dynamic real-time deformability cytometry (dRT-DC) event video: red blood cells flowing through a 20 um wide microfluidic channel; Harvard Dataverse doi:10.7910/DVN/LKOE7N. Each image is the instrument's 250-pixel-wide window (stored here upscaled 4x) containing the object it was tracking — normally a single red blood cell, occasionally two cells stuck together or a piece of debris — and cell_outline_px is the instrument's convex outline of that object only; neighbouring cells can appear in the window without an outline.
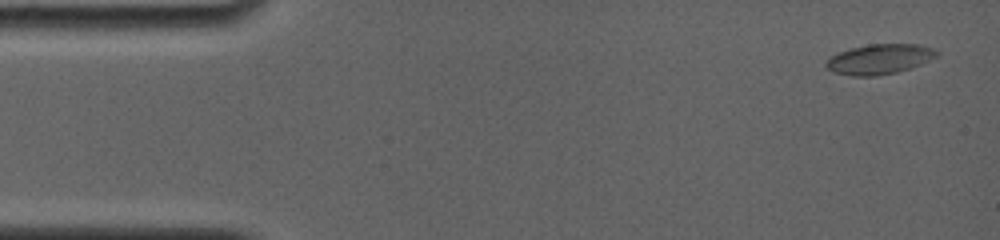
{"species": "common noctule bat (a hibernating species)", "species_latin": "Nyctalus noctula", "temperature_condition": "room temperature", "stored_images_in_passage": 9, "camera_frame_rate_fps": 4000, "um_per_image_px": 0.085, "animal": {"sex": "female", "body_mass_g": 19.0, "forearm_length_mm": 56.7}, "frame": {"image": 1, "passage_image": 1, "time_ms": 0.0, "image_size_px": [1000, 240], "cell_outline_px": [[940, 52], [936, 56], [920, 64], [896, 72], [876, 76], [852, 76], [836, 72], [828, 68], [824, 64], [832, 56], [840, 52], [852, 48], [868, 44], [916, 44], [932, 48]], "centroid_in_image_um": [74.76, 5.02], "position_along_channel_um": 10.2, "area_um2": 18.96}}
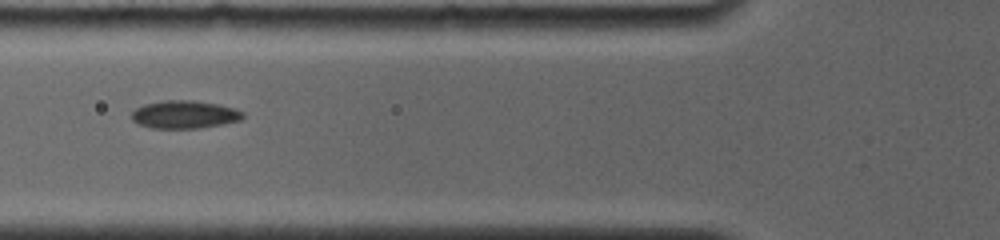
{"frame": {"image": 2, "passage_image": 7, "time_ms": 5.5, "image_size_px": [1000, 240], "cell_outline_px": [[244, 116], [240, 120], [200, 128], [152, 128], [140, 124], [132, 120], [132, 112], [136, 108], [144, 104], [164, 100], [192, 100], [220, 104], [244, 112]], "centroid_in_image_um": [15.68, 9.72], "position_along_channel_um": 110.1, "area_um2": 17.98}}
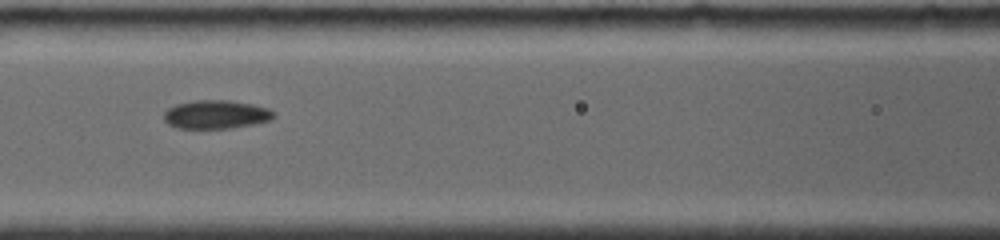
{"frame": {"image": 3, "passage_image": 8, "time_ms": 6.5, "image_size_px": [1000, 240], "cell_outline_px": [[272, 116], [268, 120], [252, 124], [232, 128], [176, 128], [168, 124], [164, 120], [164, 112], [168, 108], [176, 104], [196, 100], [228, 100], [252, 104], [268, 108], [272, 112]], "centroid_in_image_um": [18.29, 9.72], "position_along_channel_um": 148.3, "area_um2": 18.03}}